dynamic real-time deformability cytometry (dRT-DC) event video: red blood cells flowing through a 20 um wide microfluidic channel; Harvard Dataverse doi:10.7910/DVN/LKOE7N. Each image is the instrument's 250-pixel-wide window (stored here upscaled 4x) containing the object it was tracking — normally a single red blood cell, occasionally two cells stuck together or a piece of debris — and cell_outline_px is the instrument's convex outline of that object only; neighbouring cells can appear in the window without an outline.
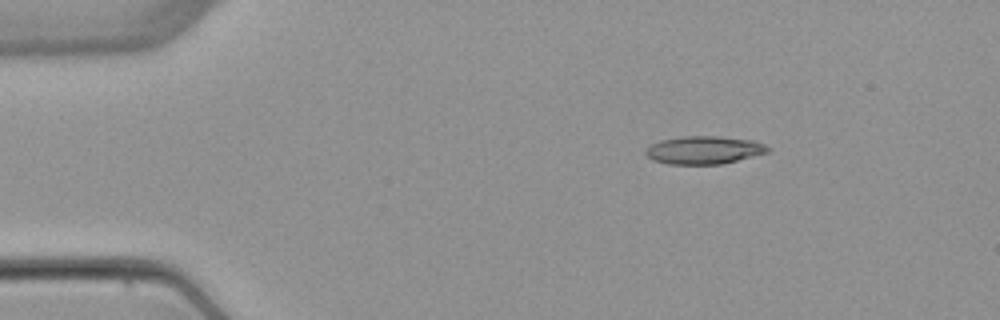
{"species": "common noctule bat (a hibernating species)", "species_latin": "Nyctalus noctula", "temperature_condition": "warm", "stored_images_in_passage": 2, "camera_frame_rate_fps": 3000, "um_per_image_px": 0.085, "animal": {"sex": "female", "body_mass_g": 22.7, "forearm_length_mm": 54.2}, "frame": {"image": 1, "passage_image": 1, "time_ms": 0.0, "image_size_px": [1000, 320], "cell_outline_px": [[772, 152], [720, 164], [668, 164], [652, 160], [644, 152], [652, 144], [660, 140], [684, 136], [716, 136], [752, 140], [764, 144], [772, 148]], "centroid_in_image_um": [59.88, 12.75], "position_along_channel_um": 25.1, "area_um2": 19.94}}